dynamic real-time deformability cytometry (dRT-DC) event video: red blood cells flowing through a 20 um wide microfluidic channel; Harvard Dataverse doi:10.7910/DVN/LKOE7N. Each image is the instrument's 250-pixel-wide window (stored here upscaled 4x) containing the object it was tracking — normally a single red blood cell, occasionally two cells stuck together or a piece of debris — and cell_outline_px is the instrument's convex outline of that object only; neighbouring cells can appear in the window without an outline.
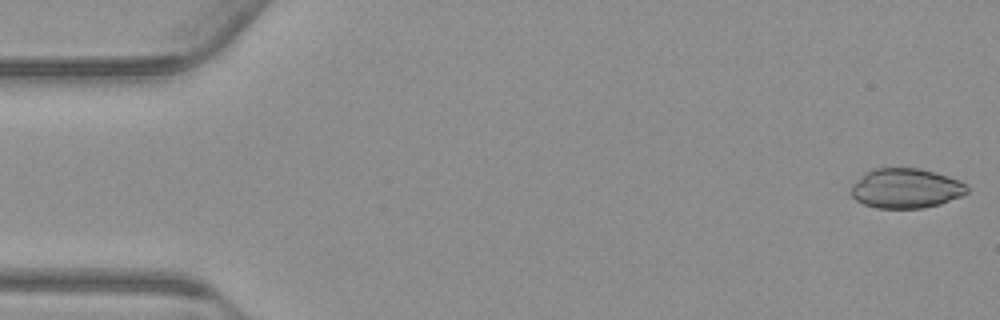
{"species": "common noctule bat (a hibernating species)", "species_latin": "Nyctalus noctula", "temperature_condition": "warm", "stored_images_in_passage": 54, "camera_frame_rate_fps": 3000, "um_per_image_px": 0.085, "animal": {"sex": "male", "body_mass_g": 23.1, "forearm_length_mm": 52.7}, "frame": {"image": 1, "passage_image": 1, "time_ms": 0.0, "image_size_px": [1000, 320], "cell_outline_px": [[968, 192], [960, 196], [940, 204], [924, 208], [876, 208], [864, 204], [856, 200], [852, 196], [852, 184], [872, 168], [916, 168], [948, 176], [960, 180], [968, 188]], "centroid_in_image_um": [76.99, 16.01], "position_along_channel_um": 8.0, "area_um2": 26.65}}
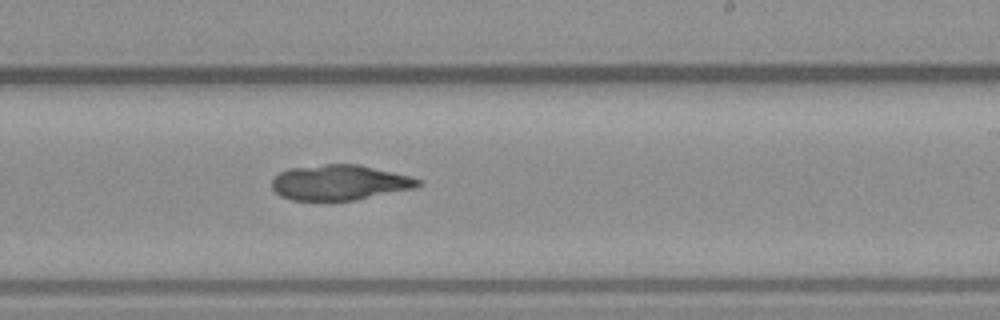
{"frame": {"image": 2, "passage_image": 32, "time_ms": 10.333, "image_size_px": [1000, 320], "cell_outline_px": [[424, 184], [416, 188], [356, 200], [292, 200], [280, 196], [272, 188], [272, 180], [280, 172], [288, 168], [324, 164], [360, 164], [412, 176], [424, 180]], "centroid_in_image_um": [28.93, 15.5], "position_along_channel_um": 260.1, "area_um2": 30.46}}
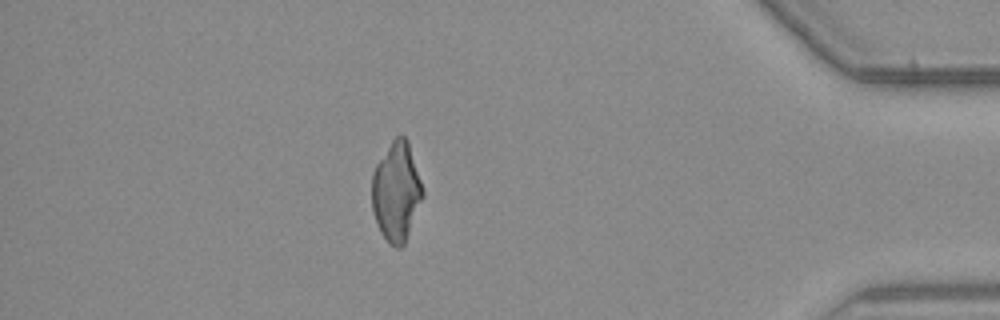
{"frame": {"image": 3, "passage_image": 47, "time_ms": 15.333, "image_size_px": [1000, 320], "cell_outline_px": [[424, 196], [404, 244], [400, 248], [396, 248], [388, 244], [380, 232], [372, 208], [372, 172], [376, 164], [392, 140], [396, 136], [404, 136], [408, 140], [424, 192]], "centroid_in_image_um": [33.69, 16.31], "position_along_channel_um": 401.5, "area_um2": 29.3}}